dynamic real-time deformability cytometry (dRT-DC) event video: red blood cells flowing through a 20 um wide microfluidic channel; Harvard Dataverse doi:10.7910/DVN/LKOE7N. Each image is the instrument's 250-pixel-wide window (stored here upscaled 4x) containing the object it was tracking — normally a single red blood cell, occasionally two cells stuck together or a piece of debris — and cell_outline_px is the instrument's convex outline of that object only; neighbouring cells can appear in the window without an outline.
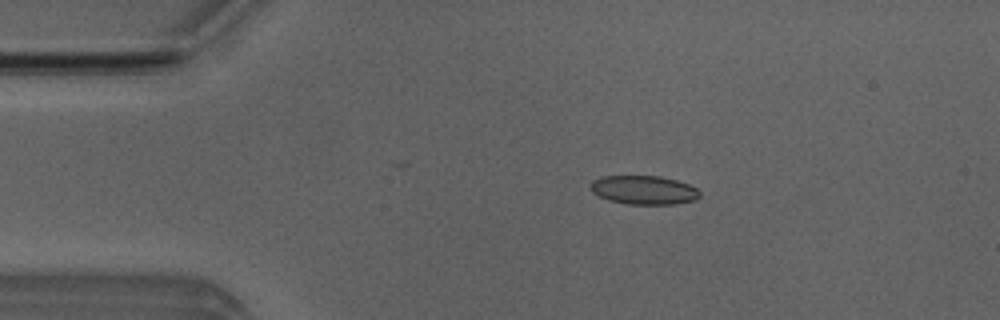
{"species": "Egyptian fruit bat (a non-hibernating species)", "species_latin": "Rousettus aegyptiacus", "temperature_condition": "room temperature", "stored_images_in_passage": 33, "camera_frame_rate_fps": 3000, "um_per_image_px": 0.085, "animal": {"sex": "male"}, "frame": {"image": 1, "passage_image": 10, "time_ms": 3.0, "image_size_px": [1000, 320], "cell_outline_px": [[700, 196], [696, 200], [676, 204], [628, 204], [608, 200], [592, 192], [588, 188], [588, 184], [592, 180], [604, 176], [660, 176], [676, 180], [688, 184], [696, 188], [700, 192]], "centroid_in_image_um": [54.7, 16.15], "position_along_channel_um": 30.3, "area_um2": 18.5}}
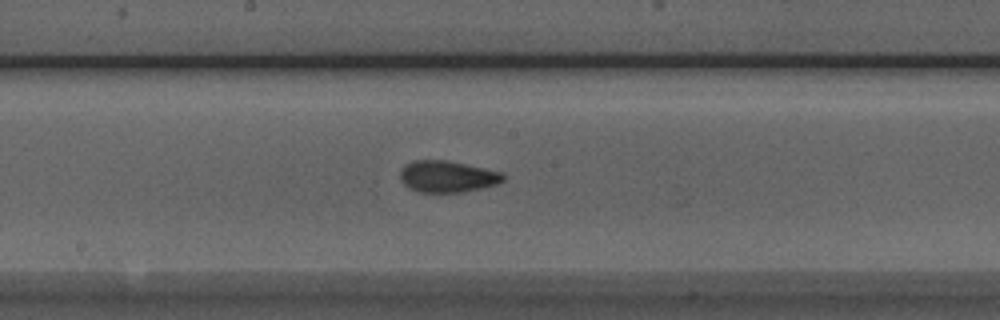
{"frame": {"image": 2, "passage_image": 27, "time_ms": 8.667, "image_size_px": [1000, 320], "cell_outline_px": [[504, 180], [496, 184], [464, 192], [416, 192], [408, 188], [400, 180], [400, 168], [404, 164], [412, 160], [444, 160], [504, 172]], "centroid_in_image_um": [37.97, 15.0], "position_along_channel_um": 210.2, "area_um2": 19.07}}
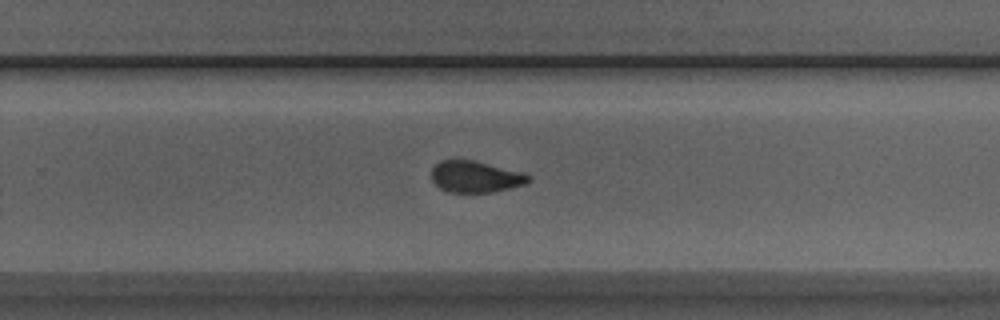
{"frame": {"image": 3, "passage_image": 33, "time_ms": 10.667, "image_size_px": [1000, 320], "cell_outline_px": [[532, 180], [524, 184], [492, 192], [448, 192], [440, 188], [432, 180], [432, 168], [440, 160], [472, 160], [520, 172], [532, 176]], "centroid_in_image_um": [40.4, 15.02], "position_along_channel_um": 289.4, "area_um2": 17.51}}